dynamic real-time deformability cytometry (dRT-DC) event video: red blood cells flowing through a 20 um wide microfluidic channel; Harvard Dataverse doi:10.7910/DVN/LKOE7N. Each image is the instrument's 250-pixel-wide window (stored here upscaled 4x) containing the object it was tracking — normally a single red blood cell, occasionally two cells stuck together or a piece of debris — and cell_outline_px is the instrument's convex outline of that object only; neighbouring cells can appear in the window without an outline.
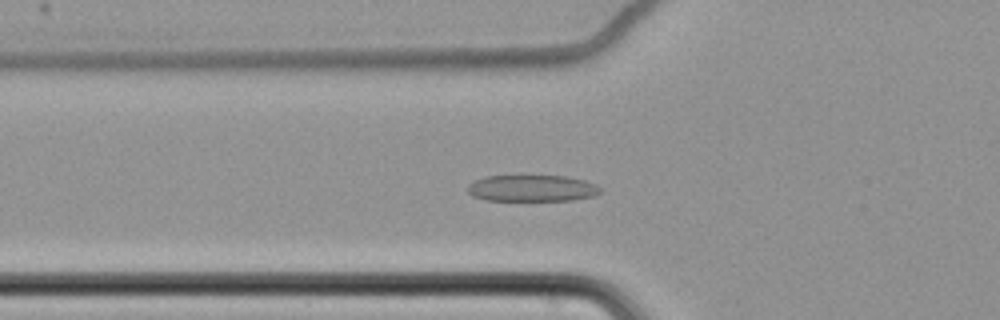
{"species": "common noctule bat (a hibernating species)", "species_latin": "Nyctalus noctula", "temperature_condition": "cold", "stored_images_in_passage": 62, "camera_frame_rate_fps": 3000, "um_per_image_px": 0.085, "animal": {"sex": "female", "body_mass_g": 22.7, "forearm_length_mm": 54.2}, "frame": {"image": 1, "passage_image": 26, "time_ms": 8.333, "image_size_px": [1000, 320], "cell_outline_px": [[600, 192], [592, 196], [572, 200], [484, 200], [472, 196], [468, 192], [468, 184], [484, 176], [568, 176], [584, 180], [596, 184], [600, 188]], "centroid_in_image_um": [45.2, 16.0], "position_along_channel_um": 80.6, "area_um2": 20.4}}
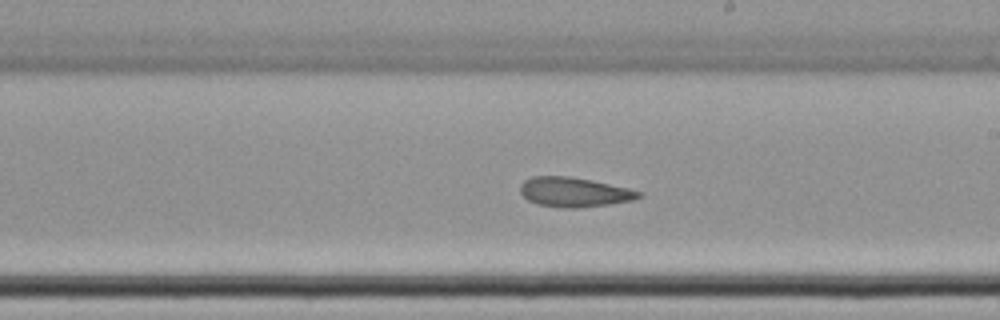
{"frame": {"image": 2, "passage_image": 40, "time_ms": 13.0, "image_size_px": [1000, 320], "cell_outline_px": [[644, 196], [632, 200], [608, 204], [580, 208], [564, 208], [540, 204], [528, 200], [520, 192], [520, 184], [524, 180], [532, 176], [568, 176], [592, 180], [628, 188], [644, 192]], "centroid_in_image_um": [48.82, 16.32], "position_along_channel_um": 240.2, "area_um2": 20.46}}
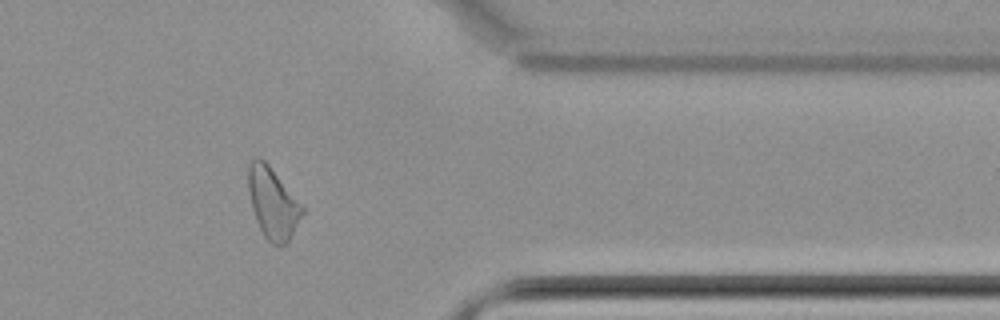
{"frame": {"image": 3, "passage_image": 54, "time_ms": 17.667, "image_size_px": [1000, 320], "cell_outline_px": [[304, 212], [288, 240], [284, 244], [272, 244], [264, 236], [256, 220], [252, 208], [248, 188], [248, 164], [256, 156], [264, 160], [268, 164], [304, 208]], "centroid_in_image_um": [23.16, 17.24], "position_along_channel_um": 388.2, "area_um2": 21.79}}